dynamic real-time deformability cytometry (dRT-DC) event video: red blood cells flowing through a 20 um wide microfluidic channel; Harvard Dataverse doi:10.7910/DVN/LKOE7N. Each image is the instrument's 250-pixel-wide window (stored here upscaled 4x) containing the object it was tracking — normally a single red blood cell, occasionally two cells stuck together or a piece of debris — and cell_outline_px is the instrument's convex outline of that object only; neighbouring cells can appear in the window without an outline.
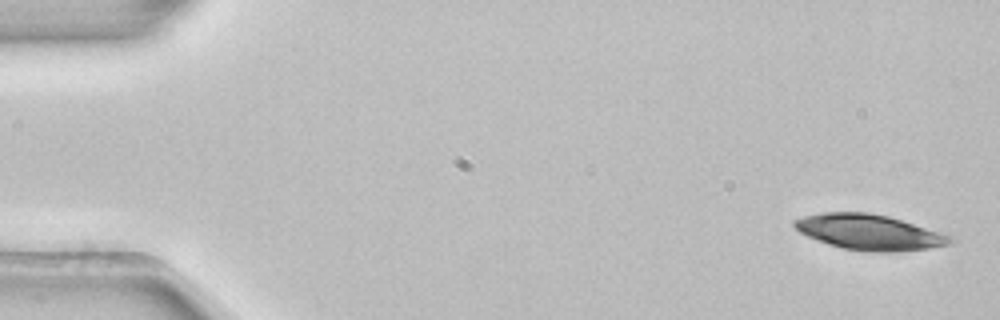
{"species": "common noctule bat (a hibernating species)", "species_latin": "Nyctalus noctula", "temperature_condition": "room temperature", "stored_images_in_passage": 5, "camera_frame_rate_fps": 3000, "um_per_image_px": 0.085, "animal": {"sex": "female", "body_mass_g": 22.7, "forearm_length_mm": 54.2}, "frame": {"image": 1, "passage_image": 1, "time_ms": 0.0, "image_size_px": [1000, 320], "cell_outline_px": [[952, 244], [928, 248], [900, 252], [872, 252], [840, 248], [828, 244], [808, 236], [800, 232], [792, 224], [792, 220], [804, 216], [824, 212], [868, 212], [888, 216], [940, 232], [948, 236], [952, 240]], "centroid_in_image_um": [73.85, 19.74], "position_along_channel_um": 11.1, "area_um2": 32.02}}